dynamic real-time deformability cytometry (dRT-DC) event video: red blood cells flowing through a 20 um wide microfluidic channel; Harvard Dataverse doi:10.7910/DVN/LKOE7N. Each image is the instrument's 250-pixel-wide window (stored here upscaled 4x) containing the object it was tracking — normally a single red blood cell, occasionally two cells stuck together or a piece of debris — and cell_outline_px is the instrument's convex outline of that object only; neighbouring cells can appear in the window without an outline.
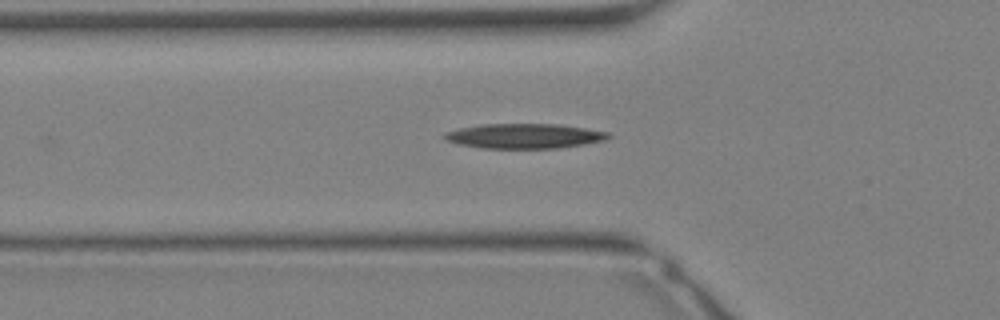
{"species": "Egyptian fruit bat (a non-hibernating species)", "species_latin": "Rousettus aegyptiacus", "temperature_condition": "warm", "stored_images_in_passage": 9, "camera_frame_rate_fps": 3000, "um_per_image_px": 0.085, "animal": {"sex": "female"}, "frame": {"image": 1, "passage_image": 2, "time_ms": 0.333, "image_size_px": [1000, 320], "cell_outline_px": [[612, 136], [604, 140], [556, 148], [484, 148], [456, 144], [448, 140], [444, 136], [444, 132], [460, 128], [480, 124], [556, 124], [584, 128], [608, 132]], "centroid_in_image_um": [44.53, 11.55], "position_along_channel_um": 81.3, "area_um2": 23.41}}
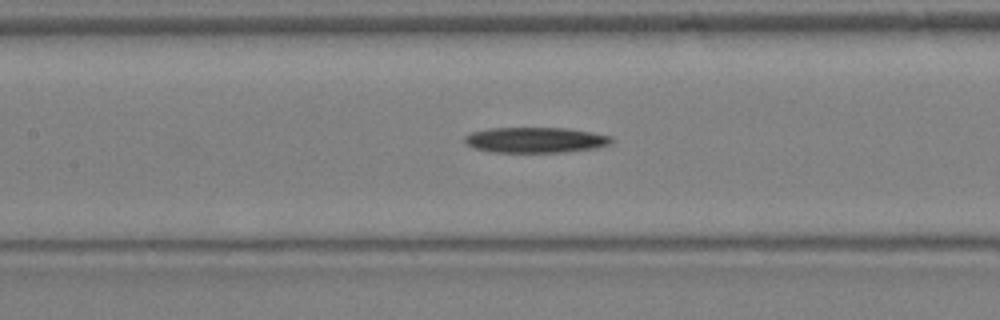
{"frame": {"image": 2, "passage_image": 6, "time_ms": 1.667, "image_size_px": [1000, 320], "cell_outline_px": [[612, 140], [608, 144], [596, 148], [564, 152], [492, 152], [476, 148], [468, 144], [464, 140], [464, 136], [472, 132], [488, 128], [568, 128], [592, 132], [612, 136]], "centroid_in_image_um": [45.52, 11.89], "position_along_channel_um": 161.9, "area_um2": 21.73}}
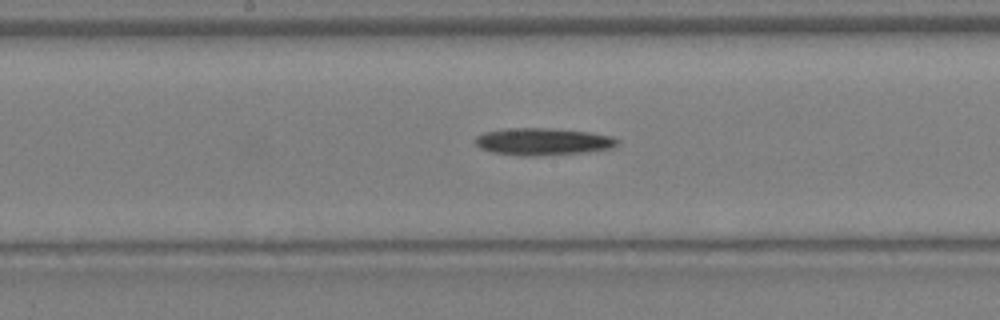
{"frame": {"image": 3, "passage_image": 8, "time_ms": 2.333, "image_size_px": [1000, 320], "cell_outline_px": [[620, 144], [612, 148], [588, 152], [536, 156], [516, 156], [492, 152], [480, 148], [476, 144], [476, 136], [484, 132], [508, 128], [552, 128], [592, 132], [612, 136], [620, 140]], "centroid_in_image_um": [46.19, 12.04], "position_along_channel_um": 202.0, "area_um2": 22.89}}